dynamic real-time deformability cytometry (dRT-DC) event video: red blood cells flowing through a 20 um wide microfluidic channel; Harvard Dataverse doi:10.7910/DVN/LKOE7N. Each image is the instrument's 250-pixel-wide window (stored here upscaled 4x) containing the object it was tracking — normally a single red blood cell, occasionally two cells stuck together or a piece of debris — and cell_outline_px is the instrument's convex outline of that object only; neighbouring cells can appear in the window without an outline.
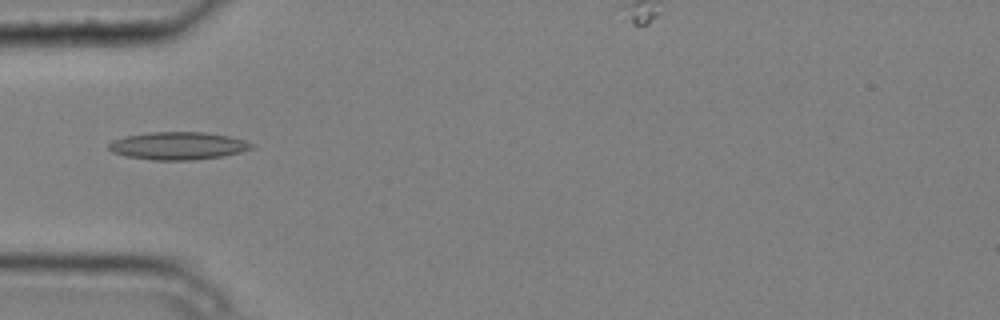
{"species": "common noctule bat (a hibernating species)", "species_latin": "Nyctalus noctula", "temperature_condition": "cold", "stored_images_in_passage": 3, "camera_frame_rate_fps": 3000, "um_per_image_px": 0.085, "animal": {"sex": "male", "body_mass_g": 20.4}, "frame": {"image": 1, "passage_image": 2, "time_ms": 0.333, "image_size_px": [1000, 320], "cell_outline_px": [[256, 148], [224, 156], [192, 160], [152, 160], [128, 156], [112, 152], [108, 148], [108, 144], [112, 140], [124, 136], [148, 132], [208, 132], [228, 136], [244, 140], [256, 144]], "centroid_in_image_um": [15.17, 12.39], "position_along_channel_um": 69.8, "area_um2": 23.29}}